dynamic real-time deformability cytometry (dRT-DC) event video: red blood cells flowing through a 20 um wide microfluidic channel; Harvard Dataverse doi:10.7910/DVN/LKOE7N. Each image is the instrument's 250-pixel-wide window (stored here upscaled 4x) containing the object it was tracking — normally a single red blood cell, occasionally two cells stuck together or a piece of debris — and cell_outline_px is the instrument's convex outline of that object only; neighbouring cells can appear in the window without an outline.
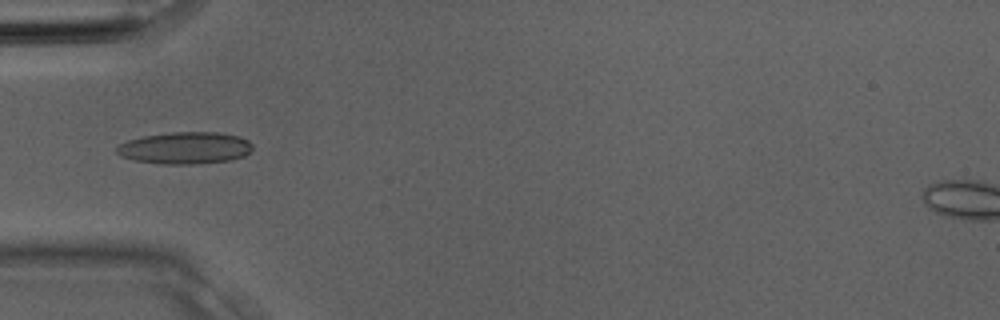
{"species": "Egyptian fruit bat (a non-hibernating species)", "species_latin": "Rousettus aegyptiacus", "temperature_condition": "room temperature", "stored_images_in_passage": 2, "camera_frame_rate_fps": 3000, "um_per_image_px": 0.085, "animal": {"sex": "male"}, "frame": {"image": 1, "passage_image": 2, "time_ms": 0.333, "image_size_px": [1000, 320], "cell_outline_px": [[252, 148], [244, 156], [232, 160], [196, 164], [160, 164], [136, 160], [120, 156], [116, 152], [116, 148], [120, 144], [128, 140], [144, 136], [172, 132], [220, 132], [240, 136], [248, 140], [252, 144]], "centroid_in_image_um": [15.75, 12.57], "position_along_channel_um": 69.2, "area_um2": 25.37}}